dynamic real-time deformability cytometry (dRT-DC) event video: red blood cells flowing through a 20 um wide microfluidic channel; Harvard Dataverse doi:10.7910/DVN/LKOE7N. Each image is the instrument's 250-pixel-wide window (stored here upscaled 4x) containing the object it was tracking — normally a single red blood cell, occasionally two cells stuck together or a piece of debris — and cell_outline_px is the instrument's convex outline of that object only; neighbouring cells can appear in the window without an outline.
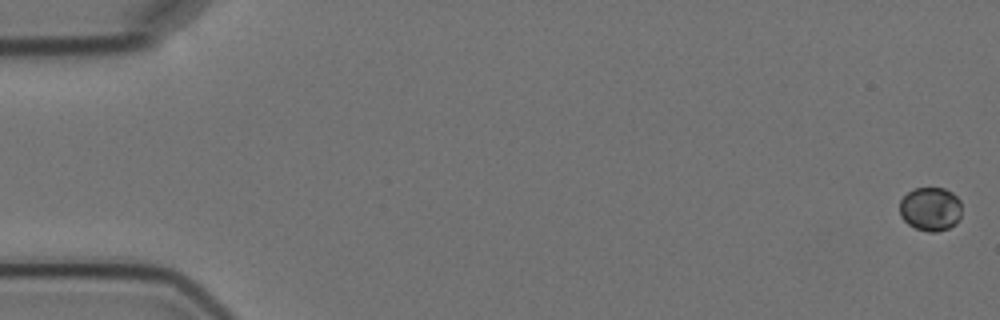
{"species": "Egyptian fruit bat (a non-hibernating species)", "species_latin": "Rousettus aegyptiacus", "temperature_condition": "cold", "stored_images_in_passage": 8, "camera_frame_rate_fps": 3000, "um_per_image_px": 0.085, "animal": {"sex": "female"}, "frame": {"image": 1, "passage_image": 1, "time_ms": 0.0, "image_size_px": [1000, 320], "cell_outline_px": [[960, 216], [956, 224], [948, 228], [936, 232], [928, 232], [916, 228], [908, 224], [900, 216], [900, 200], [908, 192], [916, 188], [944, 188], [952, 192], [960, 200]], "centroid_in_image_um": [79.08, 17.77], "position_along_channel_um": 5.9, "area_um2": 15.84}}
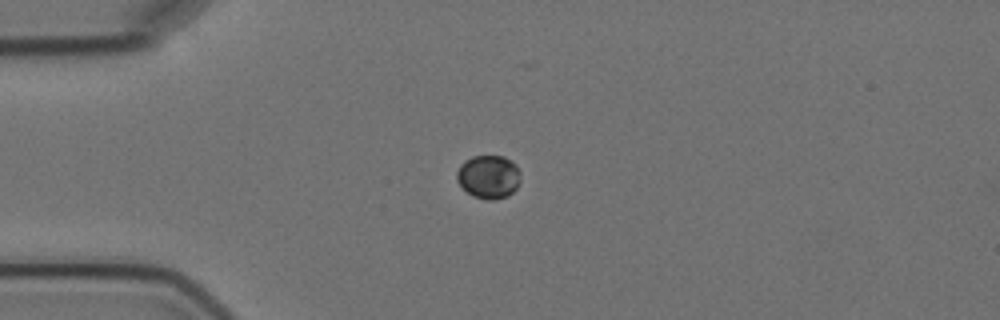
{"frame": {"image": 2, "passage_image": 5, "time_ms": 4.667, "image_size_px": [1000, 320], "cell_outline_px": [[520, 180], [516, 188], [508, 196], [492, 200], [488, 200], [472, 196], [456, 180], [456, 172], [460, 164], [464, 160], [472, 156], [504, 156], [516, 164], [520, 172]], "centroid_in_image_um": [41.52, 15.02], "position_along_channel_um": 43.5, "area_um2": 16.24}}
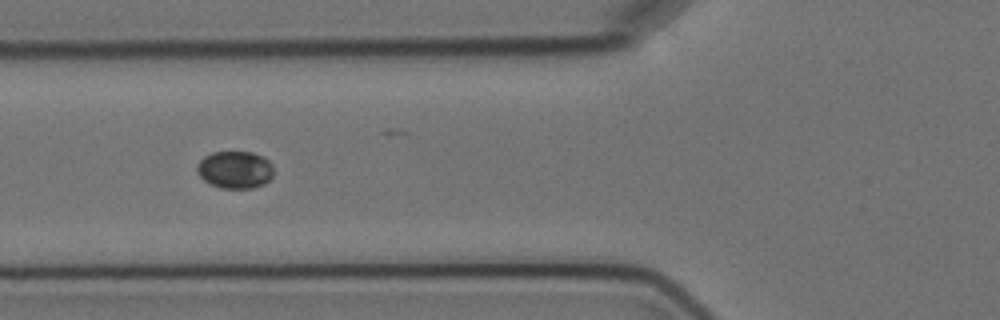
{"frame": {"image": 3, "passage_image": 7, "time_ms": 7.0, "image_size_px": [1000, 320], "cell_outline_px": [[272, 176], [264, 184], [252, 188], [220, 188], [204, 180], [196, 172], [196, 164], [204, 156], [212, 152], [252, 152], [264, 156], [272, 164]], "centroid_in_image_um": [19.96, 14.41], "position_along_channel_um": 105.8, "area_um2": 16.76}}